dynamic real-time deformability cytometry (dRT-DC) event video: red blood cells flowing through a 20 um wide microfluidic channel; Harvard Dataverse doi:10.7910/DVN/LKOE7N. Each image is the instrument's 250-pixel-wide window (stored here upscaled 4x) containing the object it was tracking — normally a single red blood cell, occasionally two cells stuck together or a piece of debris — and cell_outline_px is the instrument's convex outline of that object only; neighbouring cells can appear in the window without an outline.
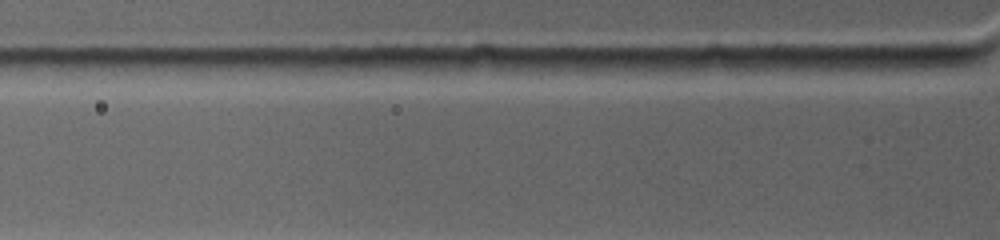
{"species": "common noctule bat (a hibernating species)", "species_latin": "Nyctalus noctula", "temperature_condition": "warm", "stored_images_in_passage": 4, "camera_frame_rate_fps": 4500, "um_per_image_px": 0.085, "animal": {"sex": "female", "body_mass_g": 19.0, "forearm_length_mm": 53.3}, "frame": {"image": 1, "passage_image": 2, "time_ms": 0.444, "image_size_px": [1000, 240], "cell_outline_px": [[732, 68], [704, 76], [584, 76], [568, 68], [576, 60], [712, 56], [724, 56]], "centroid_in_image_um": [55.43, 5.66], "position_along_channel_um": 70.4, "area_um2": 19.65}}